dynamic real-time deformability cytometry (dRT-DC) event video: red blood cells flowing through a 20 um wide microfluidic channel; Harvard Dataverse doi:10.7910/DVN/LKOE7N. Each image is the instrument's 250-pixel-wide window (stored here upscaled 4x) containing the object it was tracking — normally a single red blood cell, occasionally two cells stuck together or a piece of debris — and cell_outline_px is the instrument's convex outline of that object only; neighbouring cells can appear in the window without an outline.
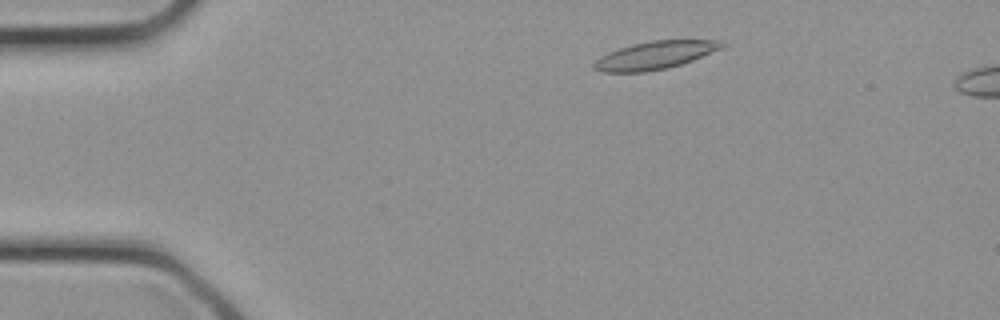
{"species": "common noctule bat (a hibernating species)", "species_latin": "Nyctalus noctula", "temperature_condition": "cold", "stored_images_in_passage": 9, "camera_frame_rate_fps": 3000, "um_per_image_px": 0.085, "animal": {"sex": "female", "body_mass_g": 21.9}, "frame": {"image": 1, "passage_image": 3, "time_ms": 0.667, "image_size_px": [1000, 320], "cell_outline_px": [[728, 44], [724, 48], [692, 60], [668, 68], [644, 72], [600, 72], [592, 68], [592, 64], [600, 56], [608, 52], [632, 44], [652, 40], [724, 40]], "centroid_in_image_um": [55.7, 4.69], "position_along_channel_um": 29.3, "area_um2": 20.98}}
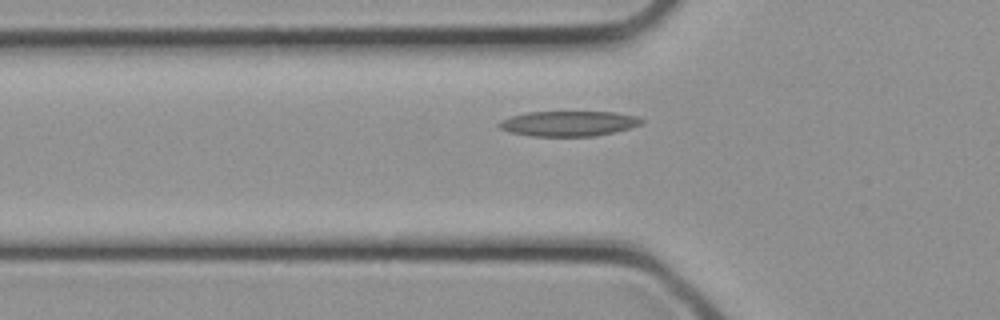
{"frame": {"image": 2, "passage_image": 8, "time_ms": 2.333, "image_size_px": [1000, 320], "cell_outline_px": [[644, 124], [596, 136], [532, 136], [512, 132], [500, 128], [496, 124], [500, 120], [512, 116], [528, 112], [616, 112], [636, 116], [644, 120]], "centroid_in_image_um": [48.34, 10.49], "position_along_channel_um": 77.5, "area_um2": 20.81}}